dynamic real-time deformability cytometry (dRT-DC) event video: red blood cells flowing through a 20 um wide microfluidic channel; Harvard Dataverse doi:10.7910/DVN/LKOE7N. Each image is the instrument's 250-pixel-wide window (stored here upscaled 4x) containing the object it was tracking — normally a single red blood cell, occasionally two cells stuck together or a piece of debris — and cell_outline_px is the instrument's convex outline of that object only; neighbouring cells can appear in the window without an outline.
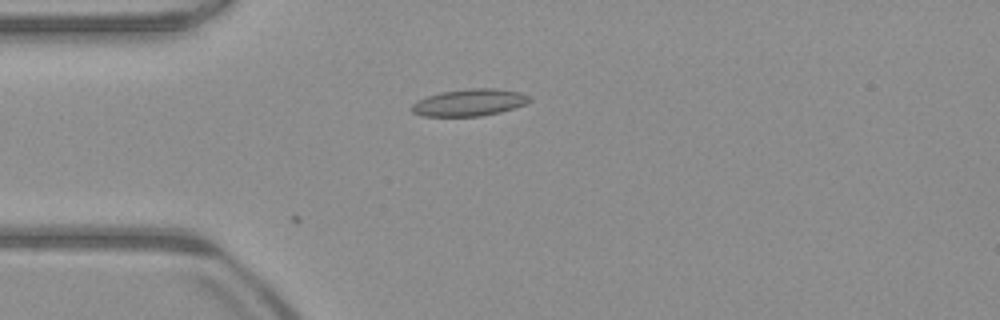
{"species": "common noctule bat (a hibernating species)", "species_latin": "Nyctalus noctula", "temperature_condition": "warm", "stored_images_in_passage": 10, "camera_frame_rate_fps": 3000, "um_per_image_px": 0.085, "animal": {"sex": "male", "body_mass_g": 23.1, "forearm_length_mm": 52.7}, "frame": {"image": 1, "passage_image": 10, "time_ms": 3.0, "image_size_px": [1000, 320], "cell_outline_px": [[532, 100], [524, 104], [500, 112], [480, 116], [424, 116], [412, 112], [408, 108], [412, 104], [428, 96], [440, 92], [468, 88], [496, 88], [520, 92], [528, 96]], "centroid_in_image_um": [39.87, 8.71], "position_along_channel_um": 45.1, "area_um2": 18.44}}